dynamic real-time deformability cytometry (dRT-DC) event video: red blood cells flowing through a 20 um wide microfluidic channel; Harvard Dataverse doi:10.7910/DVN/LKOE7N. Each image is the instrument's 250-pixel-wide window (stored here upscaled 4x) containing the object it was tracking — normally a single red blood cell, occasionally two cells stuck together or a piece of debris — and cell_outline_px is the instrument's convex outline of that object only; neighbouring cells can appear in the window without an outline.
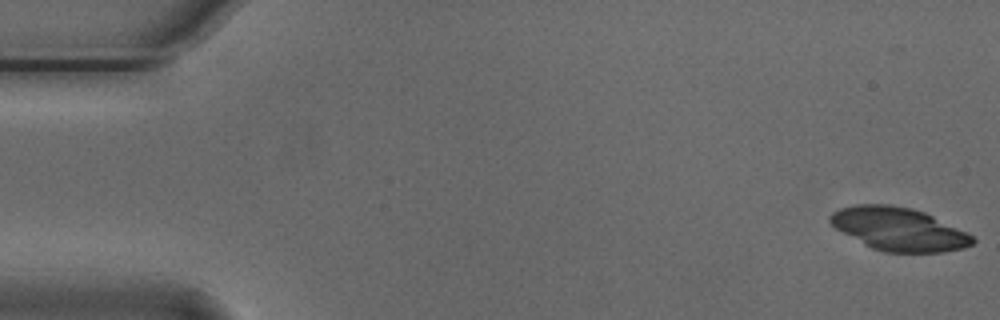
{"species": "Egyptian fruit bat (a non-hibernating species)", "species_latin": "Rousettus aegyptiacus", "temperature_condition": "cold", "stored_images_in_passage": 18, "camera_frame_rate_fps": 3000, "um_per_image_px": 0.085, "animal": {"sex": "male"}, "frame": {"image": 1, "passage_image": 1, "time_ms": 0.0, "image_size_px": [1000, 320], "cell_outline_px": [[976, 240], [972, 244], [964, 248], [944, 252], [884, 252], [872, 248], [864, 244], [836, 228], [828, 220], [828, 216], [832, 212], [840, 208], [856, 204], [888, 204], [912, 208], [924, 212], [968, 232]], "centroid_in_image_um": [76.41, 19.47], "position_along_channel_um": 8.6, "area_um2": 35.72}}